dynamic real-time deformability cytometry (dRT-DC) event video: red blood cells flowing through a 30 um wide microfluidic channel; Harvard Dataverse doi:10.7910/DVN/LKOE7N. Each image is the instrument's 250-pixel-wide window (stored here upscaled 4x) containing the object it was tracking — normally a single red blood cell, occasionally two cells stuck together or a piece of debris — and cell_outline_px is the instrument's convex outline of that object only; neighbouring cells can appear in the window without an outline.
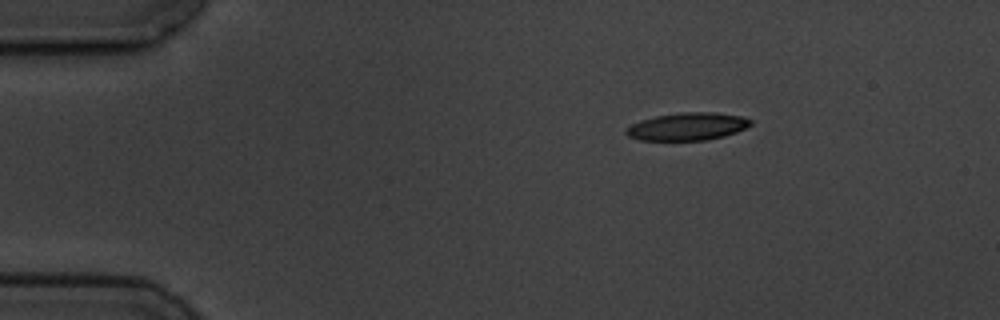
{"species": "common noctule bat (a hibernating species)", "species_latin": "Nyctalus noctula", "temperature_condition": "cold", "stored_images_in_passage": 4, "camera_frame_rate_fps": 3000, "um_per_image_px": 0.085, "animal": {"sex": "male", "body_mass_g": 19.5, "forearm_length_mm": 54.6}, "frame": {"image": 1, "passage_image": 1, "time_ms": 0.0, "image_size_px": [1000, 320], "cell_outline_px": [[752, 124], [736, 132], [724, 136], [704, 140], [640, 140], [628, 136], [624, 132], [632, 124], [640, 120], [656, 116], [680, 112], [712, 112], [744, 116], [752, 120]], "centroid_in_image_um": [58.44, 10.74], "position_along_channel_um": 26.6, "area_um2": 20.0}}